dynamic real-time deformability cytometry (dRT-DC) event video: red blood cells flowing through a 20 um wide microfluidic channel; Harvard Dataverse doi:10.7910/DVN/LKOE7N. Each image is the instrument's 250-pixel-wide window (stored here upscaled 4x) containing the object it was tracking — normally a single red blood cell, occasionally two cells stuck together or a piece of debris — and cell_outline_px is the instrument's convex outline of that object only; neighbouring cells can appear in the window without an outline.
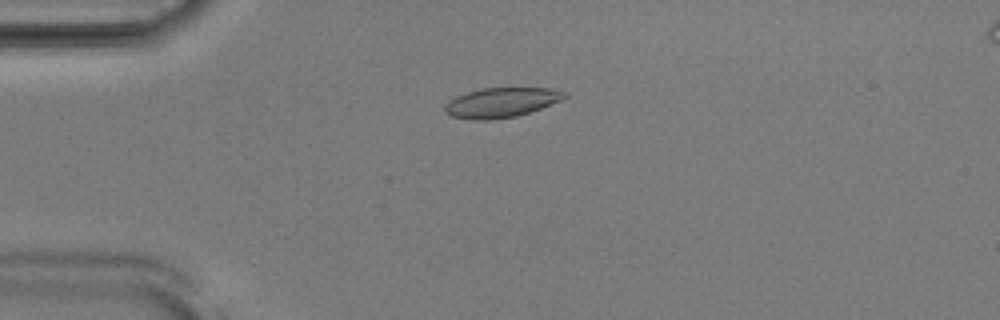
{"species": "Egyptian fruit bat (a non-hibernating species)", "species_latin": "Rousettus aegyptiacus", "temperature_condition": "room temperature", "stored_images_in_passage": 52, "camera_frame_rate_fps": 3000, "um_per_image_px": 0.085, "animal": {"sex": "male"}, "frame": {"image": 1, "passage_image": 13, "time_ms": 4.0, "image_size_px": [1000, 320], "cell_outline_px": [[568, 96], [560, 100], [540, 108], [516, 116], [488, 120], [472, 120], [452, 116], [444, 112], [444, 108], [456, 96], [468, 92], [484, 88], [552, 88], [568, 92]], "centroid_in_image_um": [42.63, 8.71], "position_along_channel_um": 42.4, "area_um2": 20.46}}
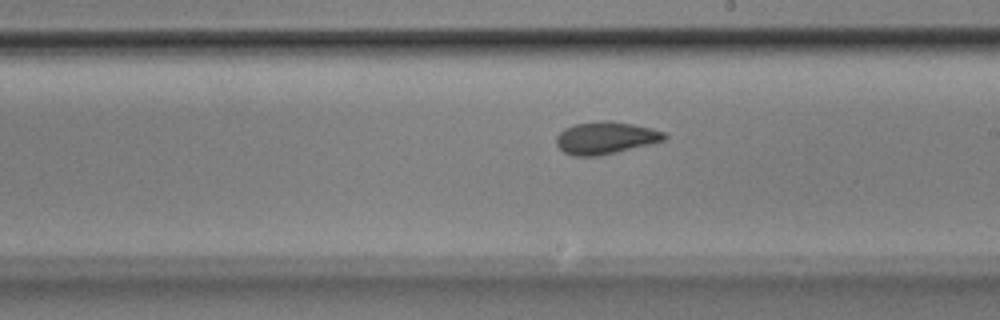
{"frame": {"image": 2, "passage_image": 30, "time_ms": 9.667, "image_size_px": [1000, 320], "cell_outline_px": [[668, 136], [664, 140], [652, 144], [616, 152], [596, 156], [572, 156], [564, 152], [556, 144], [556, 136], [564, 128], [576, 124], [600, 120], [604, 120], [632, 124], [652, 128], [664, 132]], "centroid_in_image_um": [51.47, 11.72], "position_along_channel_um": 237.5, "area_um2": 20.35}}
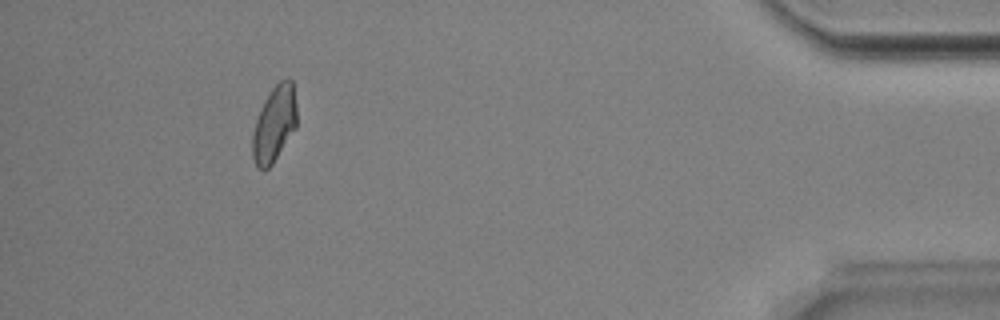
{"frame": {"image": 3, "passage_image": 48, "time_ms": 15.667, "image_size_px": [1000, 320], "cell_outline_px": [[296, 128], [272, 164], [264, 172], [256, 164], [252, 156], [252, 136], [256, 120], [264, 100], [272, 88], [280, 80], [292, 80], [296, 104]], "centroid_in_image_um": [23.31, 10.55], "position_along_channel_um": 411.9, "area_um2": 19.42}, "authors_computed_cell_mechanics": {"area_um2": 20.1722, "velocity_mm_per_s": 3.8908, "shape_relaxation_time_tau1_ms": 4.7454, "shape_relaxation_time_tau2_ms": 1.9179, "deformation_change_tau1": 0.1301, "deformation_change_tau2": 0.0628}}